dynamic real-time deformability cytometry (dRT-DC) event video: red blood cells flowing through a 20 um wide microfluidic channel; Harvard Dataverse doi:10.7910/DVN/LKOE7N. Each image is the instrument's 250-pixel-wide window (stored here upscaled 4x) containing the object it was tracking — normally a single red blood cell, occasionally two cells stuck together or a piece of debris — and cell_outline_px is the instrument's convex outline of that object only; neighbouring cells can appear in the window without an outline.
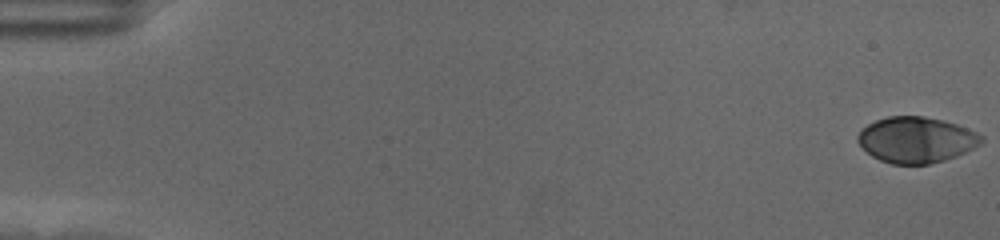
{"species": "human", "species_latin": "Homo sapiens", "temperature_condition": "cold", "stored_images_in_passage": 59, "camera_frame_rate_fps": 3000, "um_per_image_px": 0.085, "donor": {"sex": "female"}, "frame": {"image": 1, "passage_image": 1, "time_ms": 0.0, "image_size_px": [1000, 240], "cell_outline_px": [[984, 140], [980, 144], [956, 156], [944, 160], [928, 164], [892, 164], [880, 160], [872, 156], [856, 140], [856, 136], [868, 124], [876, 120], [888, 116], [924, 116], [944, 120], [968, 128], [984, 136]], "centroid_in_image_um": [77.89, 11.87], "position_along_channel_um": 7.1, "area_um2": 32.95}}
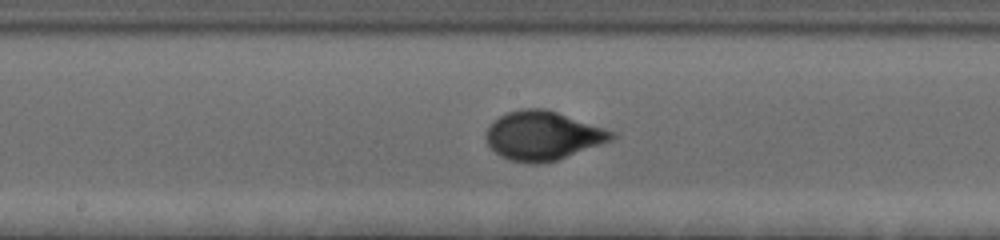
{"frame": {"image": 2, "passage_image": 32, "time_ms": 10.333, "image_size_px": [1000, 240], "cell_outline_px": [[616, 136], [612, 140], [556, 160], [536, 164], [508, 160], [500, 156], [488, 144], [488, 128], [500, 116], [508, 112], [520, 108], [544, 108], [616, 132]], "centroid_in_image_um": [46.15, 11.53], "position_along_channel_um": 202.0, "area_um2": 35.14}}
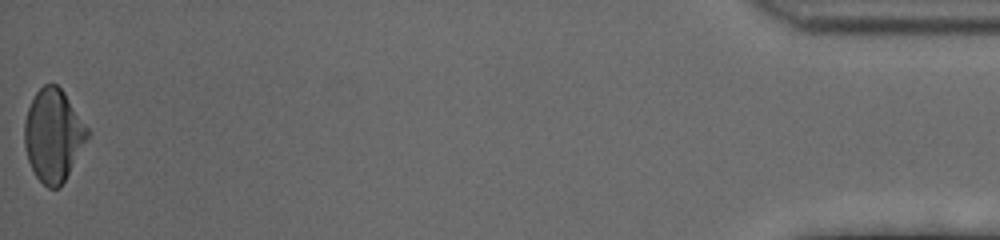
{"frame": {"image": 3, "passage_image": 59, "time_ms": 19.333, "image_size_px": [1000, 240], "cell_outline_px": [[92, 132], [60, 188], [48, 188], [36, 176], [28, 160], [24, 144], [24, 120], [28, 108], [36, 92], [44, 84], [56, 84], [64, 92]], "centroid_in_image_um": [4.55, 11.49], "position_along_channel_um": 430.7, "area_um2": 33.99}, "authors_computed_cell_mechanics": {"area_um2": 33.813, "velocity_mm_per_s": 3.5094, "shape_relaxation_time_tau1_ms": 3.5726, "shape_relaxation_time_tau2_ms": null, "deformation_change_tau1": 0.181, "deformation_change_tau2": null}}